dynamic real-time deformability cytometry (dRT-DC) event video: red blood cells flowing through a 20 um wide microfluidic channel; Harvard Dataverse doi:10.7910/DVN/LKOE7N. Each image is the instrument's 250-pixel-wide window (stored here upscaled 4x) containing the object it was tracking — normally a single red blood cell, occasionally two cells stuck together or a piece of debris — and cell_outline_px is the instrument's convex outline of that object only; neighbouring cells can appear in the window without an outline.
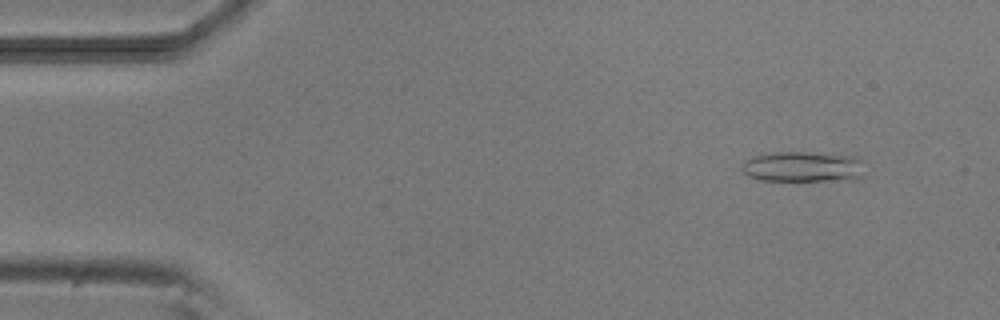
{"species": "common noctule bat (a hibernating species)", "species_latin": "Nyctalus noctula", "temperature_condition": "room temperature", "stored_images_in_passage": 7, "camera_frame_rate_fps": 3000, "um_per_image_px": 0.085, "animal": {"sex": "male", "body_mass_g": 20.5, "forearm_length_mm": 52.5}, "frame": {"image": 1, "passage_image": 2, "time_ms": 1.0, "image_size_px": [1000, 320], "cell_outline_px": [[864, 176], [852, 180], [760, 180], [748, 176], [740, 168], [744, 160], [752, 156], [772, 152], [800, 152], [856, 156], [860, 160]], "centroid_in_image_um": [68.22, 14.17], "position_along_channel_um": 16.8, "area_um2": 21.85}}
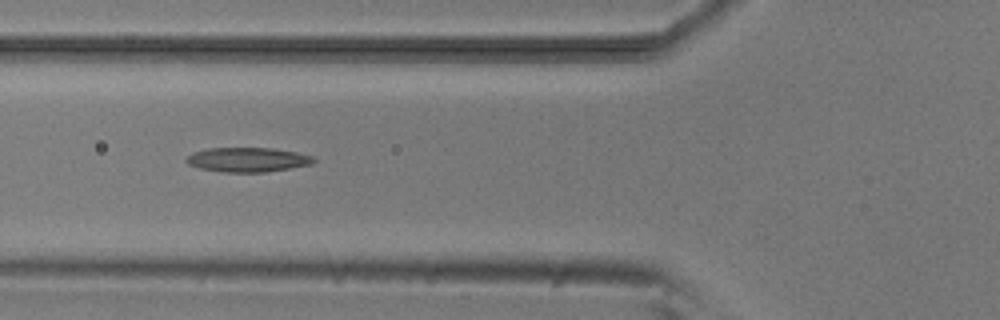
{"frame": {"image": 2, "passage_image": 6, "time_ms": 5.667, "image_size_px": [1000, 320], "cell_outline_px": [[316, 160], [312, 164], [264, 172], [224, 172], [200, 168], [188, 164], [184, 160], [192, 152], [208, 148], [272, 148], [296, 152], [312, 156]], "centroid_in_image_um": [21.02, 13.57], "position_along_channel_um": 104.8, "area_um2": 18.03}}
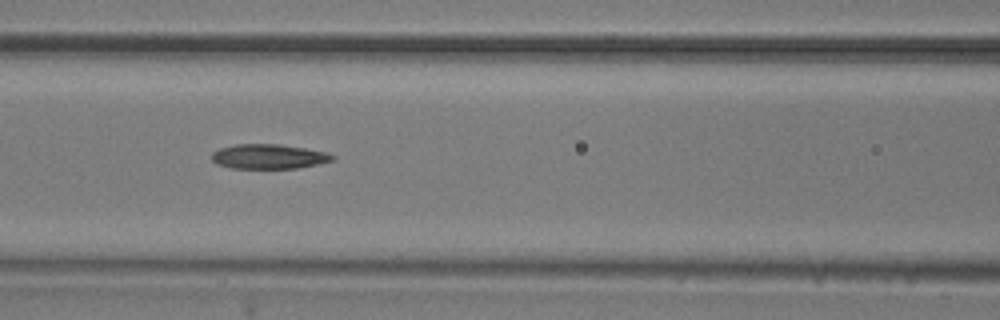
{"frame": {"image": 3, "passage_image": 7, "time_ms": 6.667, "image_size_px": [1000, 320], "cell_outline_px": [[336, 160], [296, 168], [228, 168], [216, 164], [212, 160], [212, 152], [220, 148], [236, 144], [276, 144], [304, 148], [324, 152], [336, 156]], "centroid_in_image_um": [22.81, 13.31], "position_along_channel_um": 143.8, "area_um2": 17.28}}